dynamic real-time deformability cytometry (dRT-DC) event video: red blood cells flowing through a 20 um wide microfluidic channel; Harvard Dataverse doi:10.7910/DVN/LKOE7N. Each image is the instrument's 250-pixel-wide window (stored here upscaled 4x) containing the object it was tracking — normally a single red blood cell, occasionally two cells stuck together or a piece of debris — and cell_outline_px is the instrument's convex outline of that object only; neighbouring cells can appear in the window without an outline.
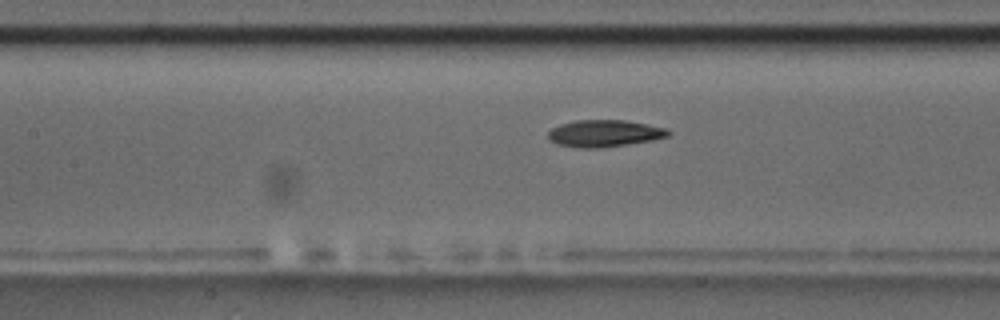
{"species": "common noctule bat (a hibernating species)", "species_latin": "Nyctalus noctula", "temperature_condition": "room temperature", "stored_images_in_passage": 30, "camera_frame_rate_fps": 3000, "um_per_image_px": 0.085, "animal": {"sex": "male", "body_mass_g": 17.5, "forearm_length_mm": 52.3}, "frame": {"image": 1, "passage_image": 9, "time_ms": 2.667, "image_size_px": [1000, 320], "cell_outline_px": [[672, 132], [668, 136], [652, 140], [628, 144], [600, 148], [580, 148], [556, 144], [548, 140], [548, 132], [552, 128], [560, 124], [576, 120], [624, 120], [648, 124], [664, 128]], "centroid_in_image_um": [51.34, 11.34], "position_along_channel_um": 156.1, "area_um2": 18.9}}
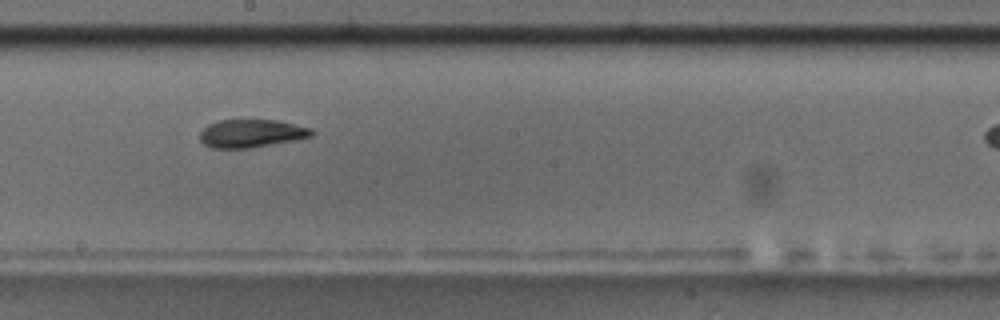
{"frame": {"image": 2, "passage_image": 15, "time_ms": 4.667, "image_size_px": [1000, 320], "cell_outline_px": [[312, 136], [296, 140], [252, 148], [212, 148], [204, 144], [200, 140], [200, 132], [208, 124], [220, 120], [276, 120], [312, 128]], "centroid_in_image_um": [21.36, 11.35], "position_along_channel_um": 226.8, "area_um2": 18.26}}
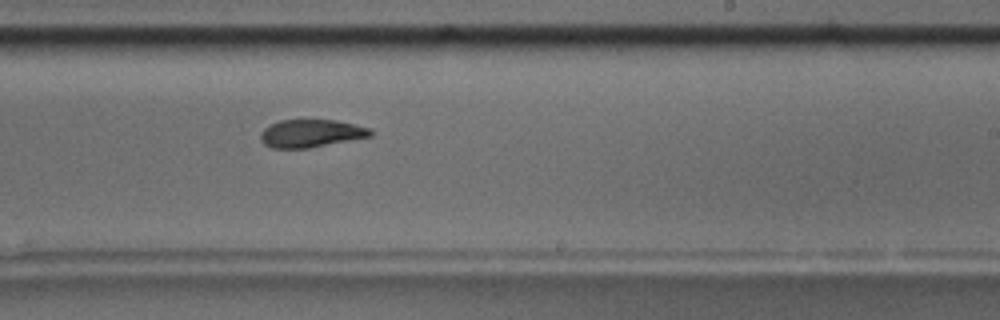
{"frame": {"image": 3, "passage_image": 18, "time_ms": 5.667, "image_size_px": [1000, 320], "cell_outline_px": [[372, 136], [308, 148], [272, 148], [264, 144], [260, 140], [260, 132], [264, 128], [280, 120], [336, 120], [368, 128], [372, 132]], "centroid_in_image_um": [26.39, 11.34], "position_along_channel_um": 262.6, "area_um2": 17.63}}